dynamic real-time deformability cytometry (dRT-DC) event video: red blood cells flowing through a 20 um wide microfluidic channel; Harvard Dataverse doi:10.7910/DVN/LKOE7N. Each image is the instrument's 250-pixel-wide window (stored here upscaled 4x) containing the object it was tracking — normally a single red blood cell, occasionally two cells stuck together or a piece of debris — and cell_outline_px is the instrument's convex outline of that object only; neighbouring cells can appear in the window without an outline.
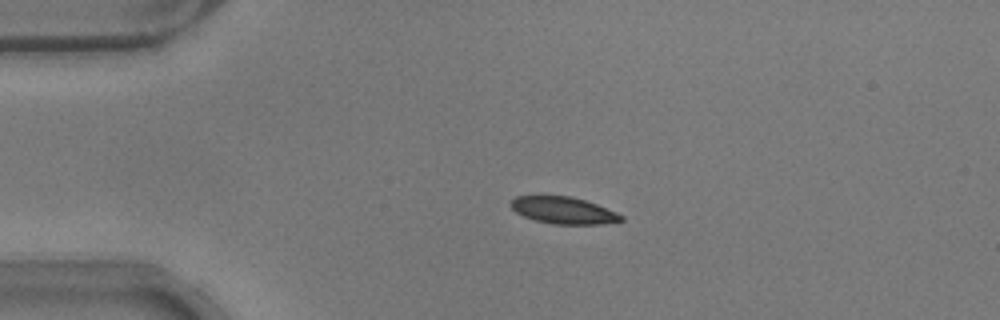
{"species": "common noctule bat (a hibernating species)", "species_latin": "Nyctalus noctula", "temperature_condition": "warm", "stored_images_in_passage": 42, "camera_frame_rate_fps": 3000, "um_per_image_px": 0.085, "animal": {"sex": "male", "body_mass_g": 17.9}, "frame": {"image": 1, "passage_image": 1, "time_ms": 0.0, "image_size_px": [1000, 320], "cell_outline_px": [[624, 220], [604, 224], [552, 224], [536, 220], [524, 216], [516, 212], [512, 208], [512, 200], [516, 196], [540, 192], [544, 192], [572, 196], [596, 204], [616, 212], [624, 216]], "centroid_in_image_um": [47.84, 17.82], "position_along_channel_um": 37.2, "area_um2": 17.98}}
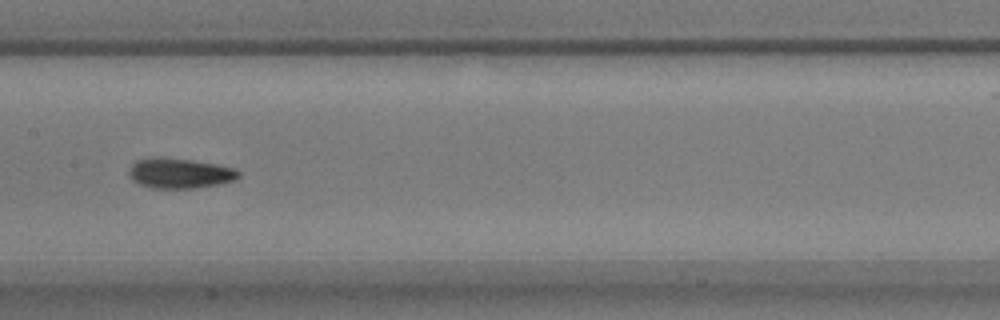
{"frame": {"image": 2, "passage_image": 16, "time_ms": 5.0, "image_size_px": [1000, 320], "cell_outline_px": [[240, 176], [232, 180], [220, 184], [196, 188], [152, 188], [140, 184], [132, 180], [128, 176], [128, 172], [132, 164], [136, 160], [152, 156], [160, 156], [192, 160], [216, 164], [232, 168], [240, 172]], "centroid_in_image_um": [15.22, 14.71], "position_along_channel_um": 192.2, "area_um2": 19.42}}
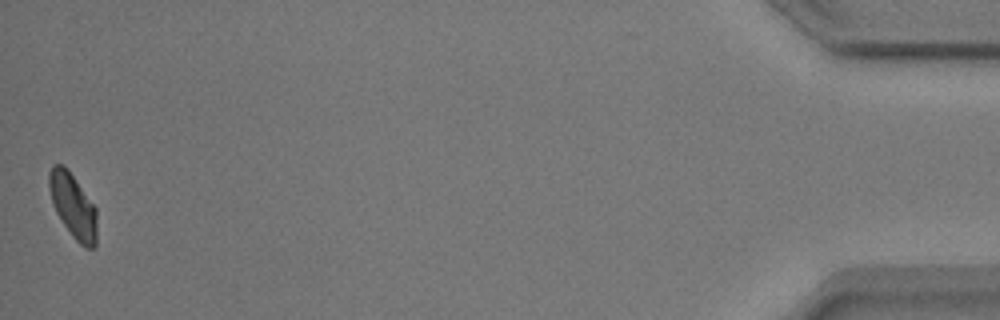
{"frame": {"image": 3, "passage_image": 42, "time_ms": 13.667, "image_size_px": [1000, 320], "cell_outline_px": [[96, 244], [92, 248], [84, 248], [72, 236], [56, 212], [52, 204], [48, 188], [48, 172], [52, 164], [64, 164], [96, 208]], "centroid_in_image_um": [6.17, 17.47], "position_along_channel_um": 429.0, "area_um2": 17.92}, "authors_computed_cell_mechanics": {"area_um2": 18.3515, "velocity_mm_per_s": 3.7947, "shape_relaxation_time_tau1_ms": 2.6307, "shape_relaxation_time_tau2_ms": 1.8322, "deformation_change_tau1": 0.1136, "deformation_change_tau2": 0.0556}}